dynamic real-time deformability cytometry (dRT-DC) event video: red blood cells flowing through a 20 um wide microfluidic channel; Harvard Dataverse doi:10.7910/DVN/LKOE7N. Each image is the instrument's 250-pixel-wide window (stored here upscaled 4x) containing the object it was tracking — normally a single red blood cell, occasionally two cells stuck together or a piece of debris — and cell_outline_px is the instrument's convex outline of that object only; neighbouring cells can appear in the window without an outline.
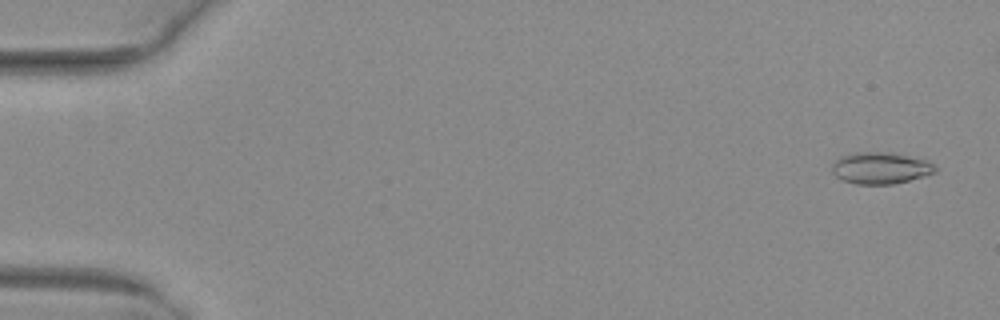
{"species": "common noctule bat (a hibernating species)", "species_latin": "Nyctalus noctula", "temperature_condition": "warm", "stored_images_in_passage": 49, "camera_frame_rate_fps": 3000, "um_per_image_px": 0.085, "animal": {"sex": "female", "body_mass_g": 29.2, "forearm_length_mm": 56.3}, "frame": {"image": 1, "passage_image": 3, "time_ms": 0.667, "image_size_px": [1000, 320], "cell_outline_px": [[936, 172], [908, 180], [892, 184], [856, 184], [844, 180], [836, 176], [832, 172], [832, 164], [840, 156], [856, 152], [892, 152], [928, 160], [936, 168]], "centroid_in_image_um": [74.83, 14.27], "position_along_channel_um": 10.2, "area_um2": 18.96}}
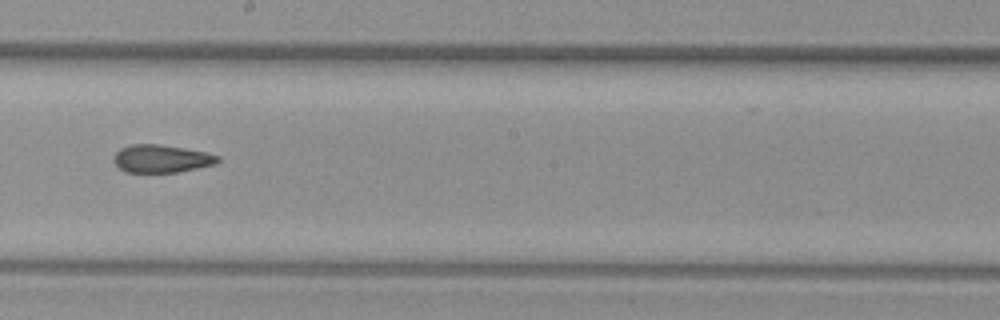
{"frame": {"image": 2, "passage_image": 31, "time_ms": 10.0, "image_size_px": [1000, 320], "cell_outline_px": [[220, 160], [216, 164], [176, 172], [124, 172], [112, 160], [112, 156], [120, 148], [132, 144], [160, 144], [208, 152], [220, 156]], "centroid_in_image_um": [13.72, 13.48], "position_along_channel_um": 234.5, "area_um2": 16.99}}
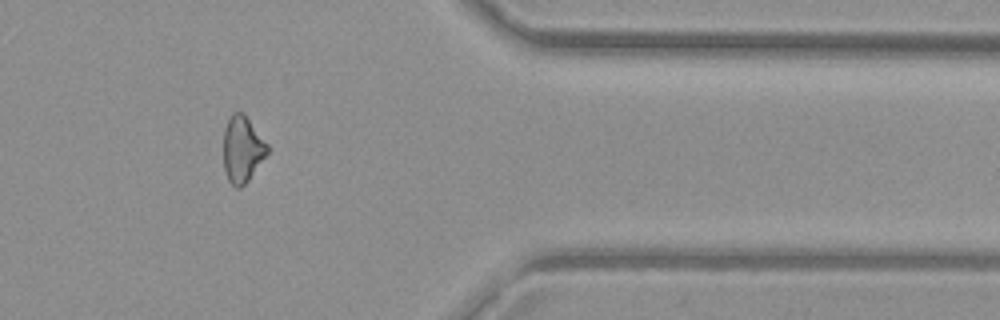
{"frame": {"image": 3, "passage_image": 44, "time_ms": 14.333, "image_size_px": [1000, 320], "cell_outline_px": [[268, 152], [248, 180], [240, 188], [236, 188], [228, 180], [224, 168], [224, 128], [232, 112], [244, 112], [268, 144]], "centroid_in_image_um": [20.59, 12.65], "position_along_channel_um": 390.8, "area_um2": 16.88}}